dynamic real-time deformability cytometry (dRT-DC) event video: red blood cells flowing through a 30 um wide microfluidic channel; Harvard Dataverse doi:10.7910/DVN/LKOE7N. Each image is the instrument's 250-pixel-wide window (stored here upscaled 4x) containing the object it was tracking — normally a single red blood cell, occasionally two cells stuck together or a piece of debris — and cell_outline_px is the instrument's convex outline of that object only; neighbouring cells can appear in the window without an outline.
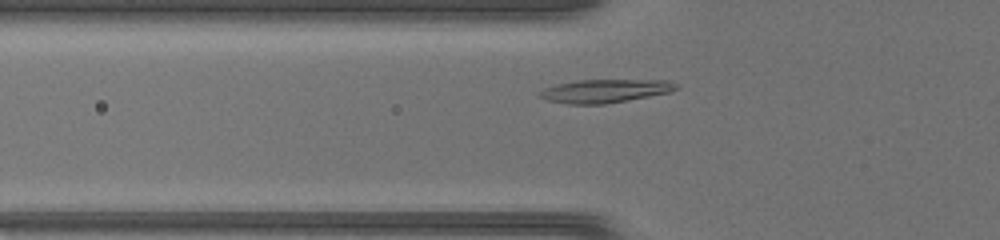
{"species": "common noctule bat (a hibernating species)", "species_latin": "Nyctalus noctula", "temperature_condition": "warm", "stored_images_in_passage": 35, "camera_frame_rate_fps": 3000, "um_per_image_px": 0.085, "animal": {"sex": "female", "body_mass_g": 17.0, "forearm_length_mm": 48.0}, "frame": {"image": 1, "passage_image": 5, "time_ms": 1.333, "image_size_px": [1000, 240], "cell_outline_px": [[680, 88], [672, 92], [604, 104], [568, 104], [548, 100], [540, 96], [540, 92], [544, 88], [576, 80], [668, 80], [676, 84]], "centroid_in_image_um": [51.49, 7.73], "position_along_channel_um": 74.3, "area_um2": 18.38}}
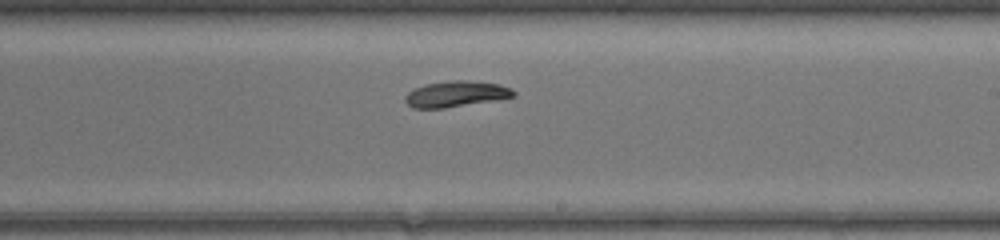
{"frame": {"image": 2, "passage_image": 17, "time_ms": 5.333, "image_size_px": [1000, 240], "cell_outline_px": [[516, 96], [500, 100], [444, 108], [412, 108], [404, 100], [404, 96], [408, 92], [424, 84], [452, 80], [468, 80], [500, 84], [512, 88], [516, 92]], "centroid_in_image_um": [38.81, 7.99], "position_along_channel_um": 250.2, "area_um2": 16.65}}
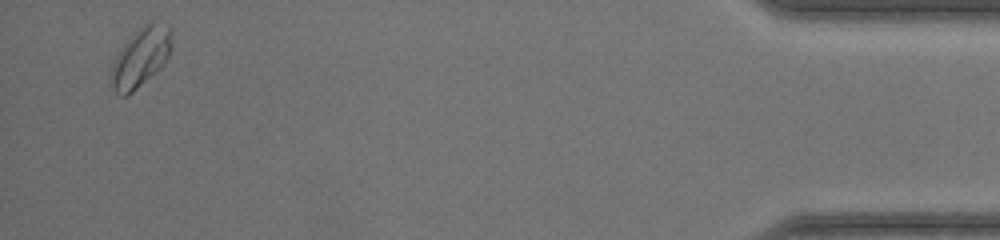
{"frame": {"image": 3, "passage_image": 34, "time_ms": 11.0, "image_size_px": [1000, 240], "cell_outline_px": [[172, 48], [164, 64], [156, 72], [128, 96], [120, 96], [112, 88], [108, 80], [112, 64], [116, 56], [124, 44], [144, 24], [152, 20], [172, 28]], "centroid_in_image_um": [11.96, 4.89], "position_along_channel_um": 423.2, "area_um2": 21.1}}